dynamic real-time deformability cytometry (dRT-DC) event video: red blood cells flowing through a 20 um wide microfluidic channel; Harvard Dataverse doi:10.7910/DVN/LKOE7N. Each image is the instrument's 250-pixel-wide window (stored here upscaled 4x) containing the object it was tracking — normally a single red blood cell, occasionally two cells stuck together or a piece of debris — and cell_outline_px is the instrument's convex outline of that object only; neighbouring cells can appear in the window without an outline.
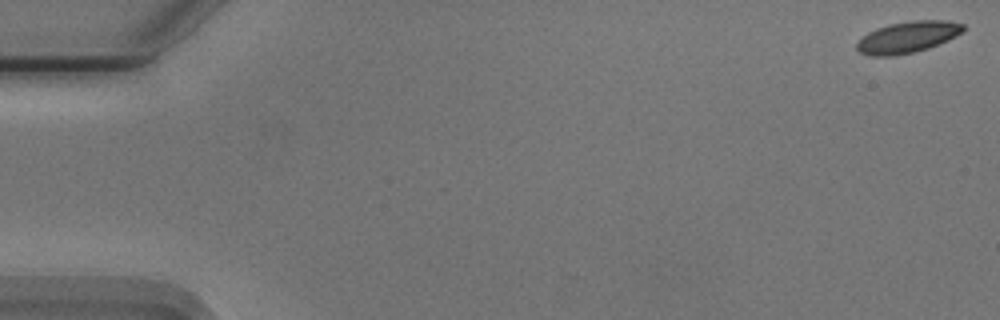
{"species": "Egyptian fruit bat (a non-hibernating species)", "species_latin": "Rousettus aegyptiacus", "temperature_condition": "cold", "stored_images_in_passage": 55, "camera_frame_rate_fps": 3000, "um_per_image_px": 0.085, "animal": {"sex": "male"}, "frame": {"image": 1, "passage_image": 1, "time_ms": 0.0, "image_size_px": [1000, 320], "cell_outline_px": [[964, 28], [960, 32], [948, 40], [928, 48], [912, 52], [892, 56], [868, 56], [860, 52], [856, 48], [856, 44], [868, 32], [876, 28], [892, 24], [912, 20], [944, 20], [964, 24]], "centroid_in_image_um": [77.12, 3.16], "position_along_channel_um": 7.9, "area_um2": 19.19}}
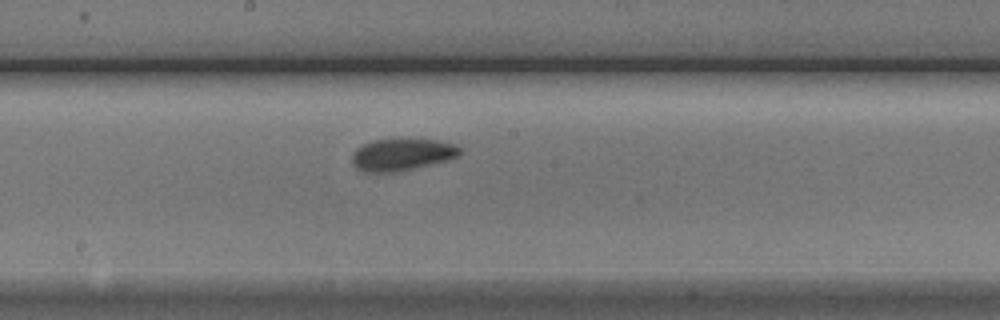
{"frame": {"image": 2, "passage_image": 30, "time_ms": 9.667, "image_size_px": [1000, 320], "cell_outline_px": [[460, 156], [448, 160], [432, 164], [396, 172], [364, 172], [356, 168], [352, 164], [352, 152], [356, 148], [372, 140], [436, 140], [452, 144], [460, 148]], "centroid_in_image_um": [34.13, 13.16], "position_along_channel_um": 214.1, "area_um2": 19.94}}
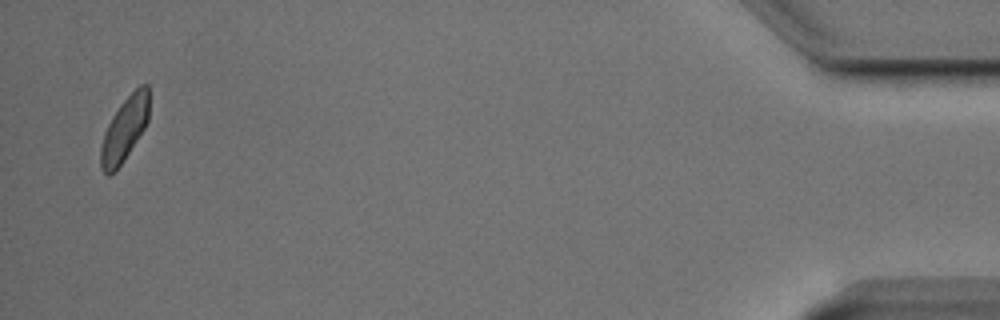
{"frame": {"image": 3, "passage_image": 54, "time_ms": 17.667, "image_size_px": [1000, 320], "cell_outline_px": [[148, 120], [144, 128], [120, 164], [108, 176], [100, 168], [100, 148], [104, 132], [112, 116], [120, 104], [140, 84], [148, 84]], "centroid_in_image_um": [10.56, 10.96], "position_along_channel_um": 424.6, "area_um2": 17.57}, "authors_computed_cell_mechanics": {"area_um2": 19.4786, "velocity_mm_per_s": 3.7242, "shape_relaxation_time_tau1_ms": 7.3911, "shape_relaxation_time_tau2_ms": 3.0526, "deformation_change_tau1": 0.1267, "deformation_change_tau2": 0.0586}}